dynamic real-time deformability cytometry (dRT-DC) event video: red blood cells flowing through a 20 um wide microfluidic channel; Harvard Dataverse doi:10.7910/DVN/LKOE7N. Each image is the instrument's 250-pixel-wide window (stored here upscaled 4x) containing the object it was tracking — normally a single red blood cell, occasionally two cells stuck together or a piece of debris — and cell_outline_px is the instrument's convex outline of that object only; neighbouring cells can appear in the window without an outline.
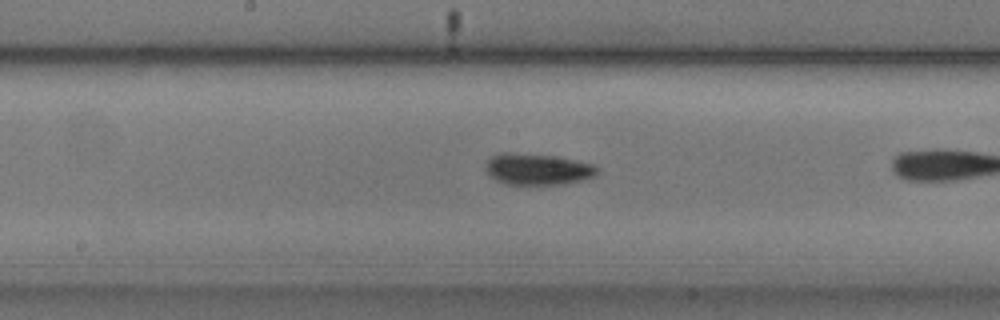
{"species": "common noctule bat (a hibernating species)", "species_latin": "Nyctalus noctula", "temperature_condition": "cold", "stored_images_in_passage": 29, "camera_frame_rate_fps": 3000, "um_per_image_px": 0.085, "animal": {"sex": "male", "body_mass_g": 20.5, "forearm_length_mm": 52.5}, "frame": {"image": 1, "passage_image": 21, "time_ms": 6.667, "image_size_px": [1000, 320], "cell_outline_px": [[600, 172], [596, 176], [564, 184], [504, 184], [496, 180], [488, 172], [484, 164], [492, 156], [500, 152], [508, 152], [556, 156], [592, 164], [600, 168]], "centroid_in_image_um": [45.71, 14.37], "position_along_channel_um": 202.5, "area_um2": 20.4}}